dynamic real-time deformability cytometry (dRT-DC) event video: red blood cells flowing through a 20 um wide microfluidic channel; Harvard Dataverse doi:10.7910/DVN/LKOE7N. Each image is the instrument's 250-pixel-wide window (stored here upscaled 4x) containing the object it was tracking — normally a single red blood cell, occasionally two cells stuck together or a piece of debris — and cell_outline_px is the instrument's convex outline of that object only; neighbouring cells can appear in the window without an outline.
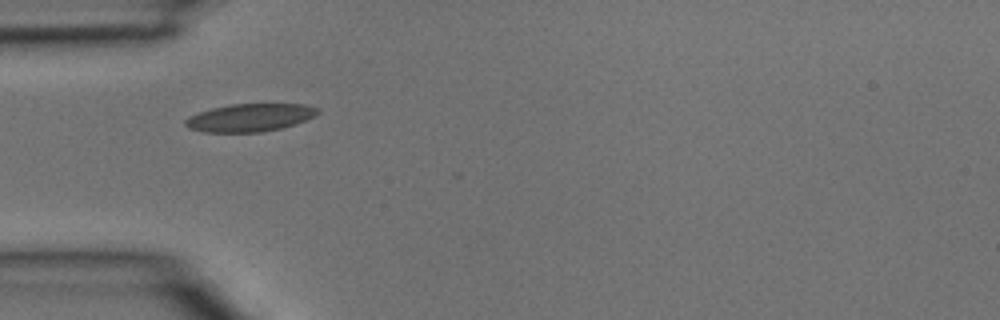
{"species": "common noctule bat (a hibernating species)", "species_latin": "Nyctalus noctula", "temperature_condition": "room temperature", "stored_images_in_passage": 3, "camera_frame_rate_fps": 3000, "um_per_image_px": 0.085, "animal": {"sex": "male", "body_mass_g": 15.6}, "frame": {"image": 1, "passage_image": 3, "time_ms": 0.667, "image_size_px": [1000, 320], "cell_outline_px": [[320, 112], [296, 124], [280, 128], [260, 132], [204, 132], [188, 128], [184, 124], [184, 120], [188, 116], [212, 108], [232, 104], [304, 104], [320, 108]], "centroid_in_image_um": [21.22, 9.99], "position_along_channel_um": 63.8, "area_um2": 21.39}}